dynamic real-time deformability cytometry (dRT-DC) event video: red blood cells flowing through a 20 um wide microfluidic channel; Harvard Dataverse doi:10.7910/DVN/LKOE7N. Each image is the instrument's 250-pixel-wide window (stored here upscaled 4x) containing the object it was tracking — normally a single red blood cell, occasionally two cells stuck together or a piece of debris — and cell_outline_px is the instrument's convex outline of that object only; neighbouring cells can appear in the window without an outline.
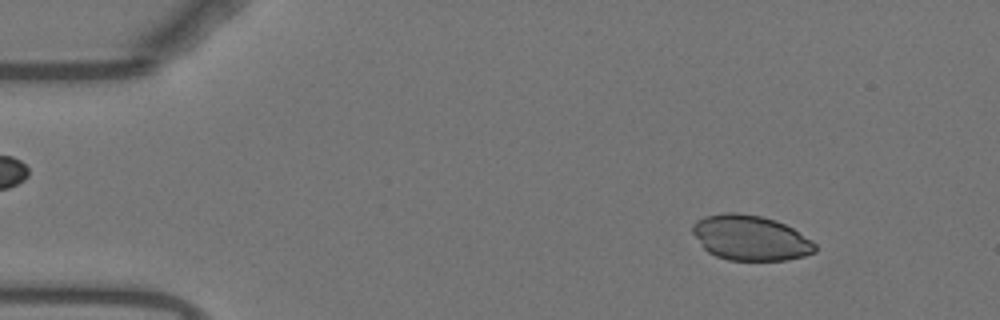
{"species": "Egyptian fruit bat (a non-hibernating species)", "species_latin": "Rousettus aegyptiacus", "temperature_condition": "warm", "stored_images_in_passage": 49, "camera_frame_rate_fps": 3000, "um_per_image_px": 0.085, "animal": {"sex": "female"}, "frame": {"image": 1, "passage_image": 2, "time_ms": 0.333, "image_size_px": [1000, 320], "cell_outline_px": [[816, 252], [804, 256], [788, 260], [728, 260], [716, 256], [708, 252], [704, 248], [692, 232], [692, 224], [696, 220], [704, 216], [724, 212], [736, 212], [760, 216], [776, 220], [792, 228], [812, 240], [816, 244]], "centroid_in_image_um": [63.78, 20.21], "position_along_channel_um": 21.2, "area_um2": 32.31}}
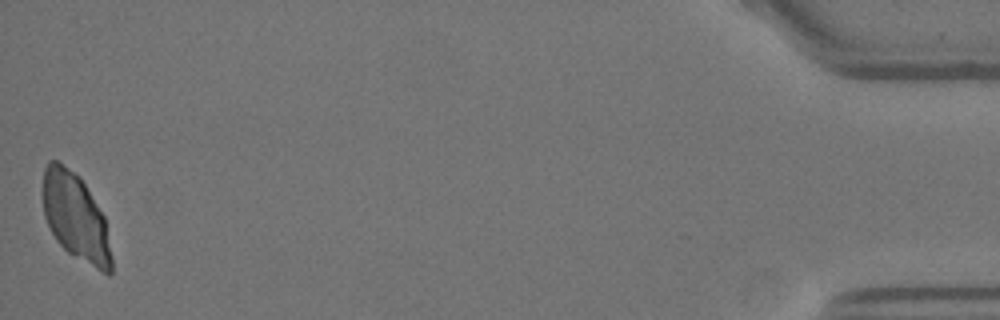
{"frame": {"image": 2, "passage_image": 49, "time_ms": 16.0, "image_size_px": [1000, 320], "cell_outline_px": [[112, 272], [108, 276], [68, 252], [56, 240], [44, 216], [40, 192], [44, 168], [48, 160], [56, 160], [80, 176], [104, 216], [112, 256]], "centroid_in_image_um": [6.39, 18.42], "position_along_channel_um": 428.8, "area_um2": 35.26}}